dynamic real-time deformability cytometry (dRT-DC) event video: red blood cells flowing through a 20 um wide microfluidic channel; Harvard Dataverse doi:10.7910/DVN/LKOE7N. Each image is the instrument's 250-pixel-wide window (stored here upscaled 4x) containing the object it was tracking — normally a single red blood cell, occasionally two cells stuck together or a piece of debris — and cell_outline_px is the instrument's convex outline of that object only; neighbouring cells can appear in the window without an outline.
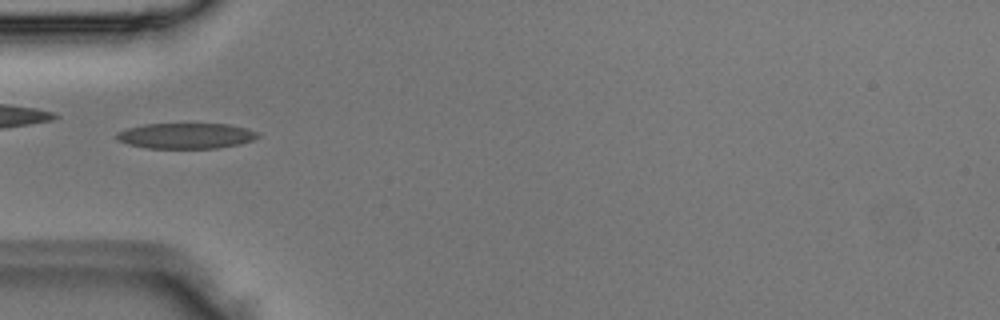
{"species": "Egyptian fruit bat (a non-hibernating species)", "species_latin": "Rousettus aegyptiacus", "temperature_condition": "room temperature", "stored_images_in_passage": 4, "camera_frame_rate_fps": 3000, "um_per_image_px": 0.085, "animal": {"sex": "male"}, "frame": {"image": 1, "passage_image": 4, "time_ms": 1.0, "image_size_px": [1000, 320], "cell_outline_px": [[260, 136], [252, 140], [240, 144], [216, 148], [148, 148], [128, 144], [116, 140], [116, 132], [128, 128], [144, 124], [228, 124], [248, 128], [256, 132]], "centroid_in_image_um": [15.79, 11.54], "position_along_channel_um": 69.2, "area_um2": 21.04}}